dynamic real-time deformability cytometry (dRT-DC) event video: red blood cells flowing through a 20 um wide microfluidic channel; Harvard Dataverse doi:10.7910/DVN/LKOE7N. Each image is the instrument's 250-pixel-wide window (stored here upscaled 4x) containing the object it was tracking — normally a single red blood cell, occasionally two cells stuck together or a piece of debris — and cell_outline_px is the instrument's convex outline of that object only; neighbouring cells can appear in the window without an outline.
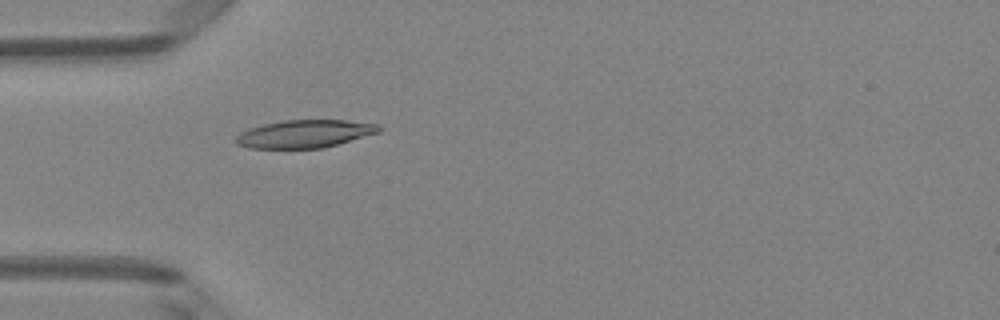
{"species": "Egyptian fruit bat (a non-hibernating species)", "species_latin": "Rousettus aegyptiacus", "temperature_condition": "room temperature", "stored_images_in_passage": 3, "camera_frame_rate_fps": 3000, "um_per_image_px": 0.085, "animal": {"sex": "female"}, "frame": {"image": 1, "passage_image": 3, "time_ms": 0.667, "image_size_px": [1000, 320], "cell_outline_px": [[380, 132], [324, 148], [248, 148], [236, 144], [232, 140], [240, 132], [248, 128], [264, 124], [284, 120], [344, 120], [380, 124]], "centroid_in_image_um": [25.86, 11.38], "position_along_channel_um": 59.1, "area_um2": 23.35}}